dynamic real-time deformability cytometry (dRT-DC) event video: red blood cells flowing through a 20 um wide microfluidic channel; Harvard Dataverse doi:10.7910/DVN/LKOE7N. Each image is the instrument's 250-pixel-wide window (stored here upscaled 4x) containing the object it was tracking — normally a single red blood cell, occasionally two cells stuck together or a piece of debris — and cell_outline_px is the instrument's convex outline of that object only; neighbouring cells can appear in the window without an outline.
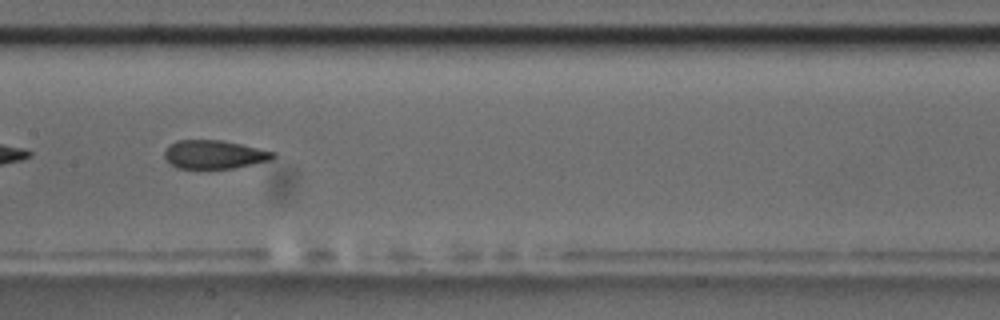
{"species": "common noctule bat (a hibernating species)", "species_latin": "Nyctalus noctula", "temperature_condition": "room temperature", "stored_images_in_passage": 52, "segment_of_instrument_passage": [2, 2], "camera_frame_rate_fps": 3000, "um_per_image_px": 0.085, "animal": {"sex": "male", "body_mass_g": 17.5, "forearm_length_mm": 52.3}, "frame": {"image": 1, "passage_image": 25, "time_ms": 8.0, "image_size_px": [1000, 320], "cell_outline_px": [[276, 156], [272, 160], [232, 168], [176, 168], [164, 156], [164, 152], [168, 144], [176, 140], [220, 140], [240, 144], [276, 152]], "centroid_in_image_um": [18.21, 13.12], "position_along_channel_um": 189.2, "area_um2": 17.98}}
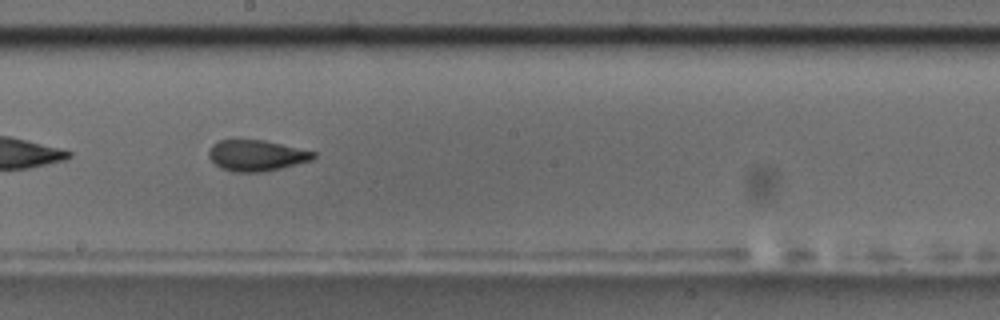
{"frame": {"image": 2, "passage_image": 28, "time_ms": 9.0, "image_size_px": [1000, 320], "cell_outline_px": [[316, 156], [312, 160], [264, 172], [232, 172], [220, 168], [208, 156], [208, 152], [212, 144], [220, 140], [264, 140], [316, 152]], "centroid_in_image_um": [21.78, 13.22], "position_along_channel_um": 226.4, "area_um2": 18.84}}